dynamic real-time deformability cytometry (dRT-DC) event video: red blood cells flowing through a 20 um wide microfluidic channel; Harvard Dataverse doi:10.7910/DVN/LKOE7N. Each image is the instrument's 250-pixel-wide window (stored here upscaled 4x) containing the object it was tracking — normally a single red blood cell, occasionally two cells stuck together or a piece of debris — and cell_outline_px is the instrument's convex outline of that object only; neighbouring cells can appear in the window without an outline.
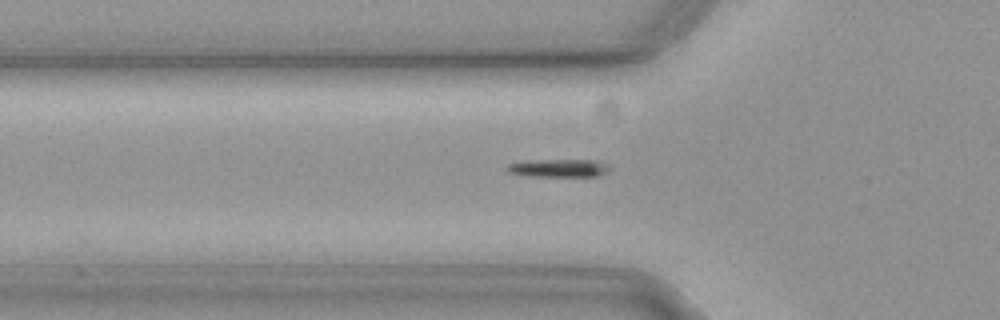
{"species": "common noctule bat (a hibernating species)", "species_latin": "Nyctalus noctula", "temperature_condition": "cold", "stored_images_in_passage": 50, "camera_frame_rate_fps": 3000, "um_per_image_px": 0.085, "animal": {"sex": "female", "body_mass_g": 19.3, "forearm_length_mm": 54.1}, "frame": {"image": 1, "passage_image": 12, "time_ms": 3.667, "image_size_px": [1000, 320], "cell_outline_px": [[612, 164], [608, 172], [596, 176], [532, 176], [508, 172], [508, 164], [532, 160], [596, 160]], "centroid_in_image_um": [47.6, 14.28], "position_along_channel_um": 78.2, "area_um2": 10.69}}
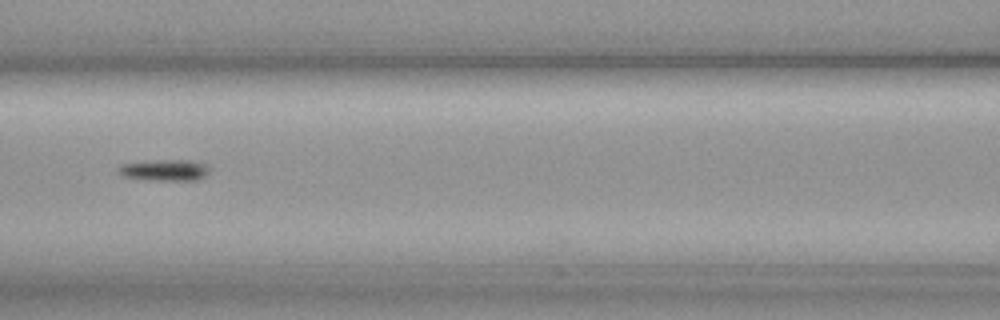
{"frame": {"image": 2, "passage_image": 18, "time_ms": 5.667, "image_size_px": [1000, 320], "cell_outline_px": [[208, 172], [204, 176], [196, 180], [160, 180], [124, 176], [116, 172], [116, 168], [120, 164], [160, 160], [188, 160], [208, 164]], "centroid_in_image_um": [13.99, 14.45], "position_along_channel_um": 152.6, "area_um2": 11.1}}
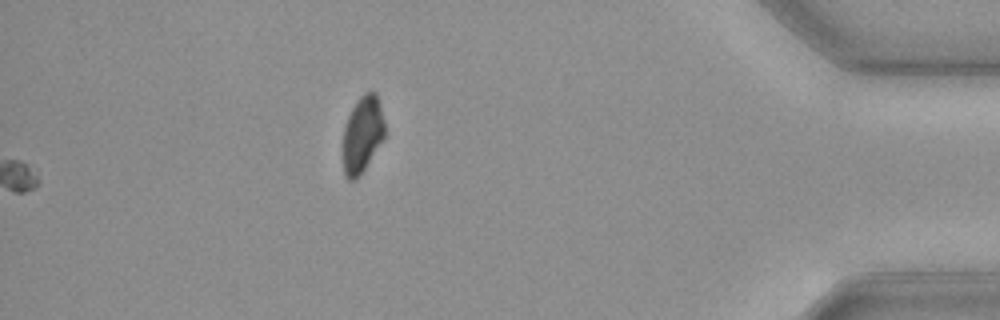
{"frame": {"image": 3, "passage_image": 50, "time_ms": 16.333, "image_size_px": [1000, 320], "cell_outline_px": [[384, 140], [356, 180], [348, 180], [344, 176], [344, 128], [348, 116], [356, 100], [364, 92], [376, 92], [380, 104], [384, 120]], "centroid_in_image_um": [30.82, 11.41], "position_along_channel_um": 404.4, "area_um2": 18.55}}